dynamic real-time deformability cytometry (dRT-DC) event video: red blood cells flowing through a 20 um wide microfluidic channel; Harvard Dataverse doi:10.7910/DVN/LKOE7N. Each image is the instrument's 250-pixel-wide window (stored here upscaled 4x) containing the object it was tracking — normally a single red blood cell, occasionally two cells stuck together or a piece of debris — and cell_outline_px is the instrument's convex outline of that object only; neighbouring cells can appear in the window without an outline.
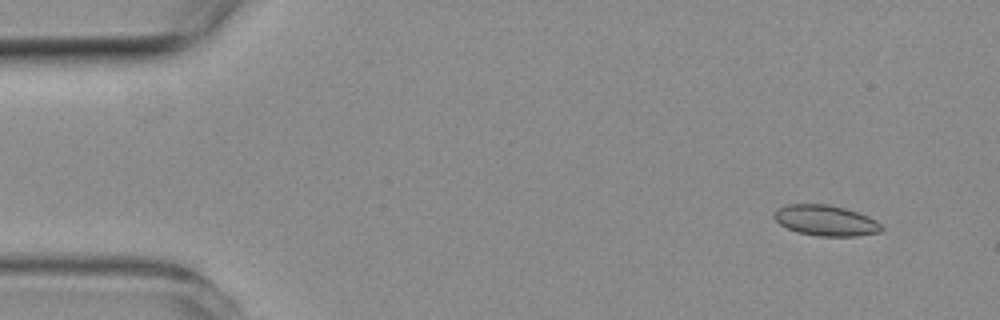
{"species": "common noctule bat (a hibernating species)", "species_latin": "Nyctalus noctula", "temperature_condition": "room temperature", "stored_images_in_passage": 6, "camera_frame_rate_fps": 3000, "um_per_image_px": 0.085, "animal": {"sex": "female", "body_mass_g": 19.3, "forearm_length_mm": 54.1}, "frame": {"image": 1, "passage_image": 2, "time_ms": 1.333, "image_size_px": [1000, 320], "cell_outline_px": [[884, 228], [880, 232], [856, 236], [816, 236], [796, 232], [780, 224], [772, 216], [776, 208], [788, 204], [828, 204], [844, 208], [868, 216], [876, 220]], "centroid_in_image_um": [70.16, 18.74], "position_along_channel_um": 14.8, "area_um2": 19.25}}
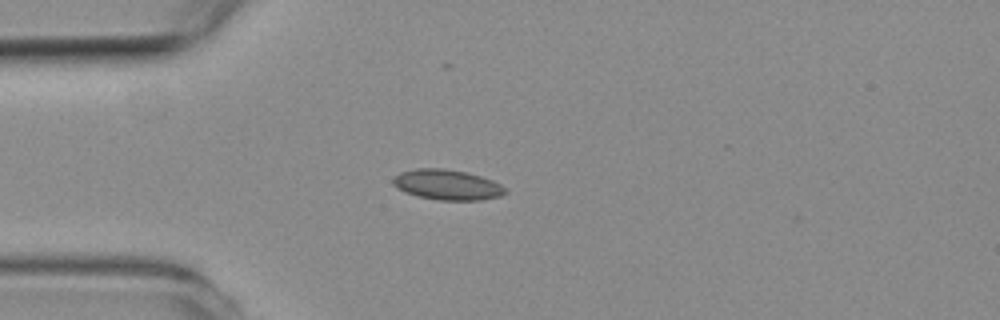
{"frame": {"image": 2, "passage_image": 5, "time_ms": 4.667, "image_size_px": [1000, 320], "cell_outline_px": [[508, 192], [500, 196], [480, 200], [440, 200], [416, 196], [404, 192], [396, 188], [392, 184], [392, 176], [400, 172], [416, 168], [444, 168], [468, 172], [492, 180], [508, 188]], "centroid_in_image_um": [37.99, 15.7], "position_along_channel_um": 47.0, "area_um2": 20.17}}